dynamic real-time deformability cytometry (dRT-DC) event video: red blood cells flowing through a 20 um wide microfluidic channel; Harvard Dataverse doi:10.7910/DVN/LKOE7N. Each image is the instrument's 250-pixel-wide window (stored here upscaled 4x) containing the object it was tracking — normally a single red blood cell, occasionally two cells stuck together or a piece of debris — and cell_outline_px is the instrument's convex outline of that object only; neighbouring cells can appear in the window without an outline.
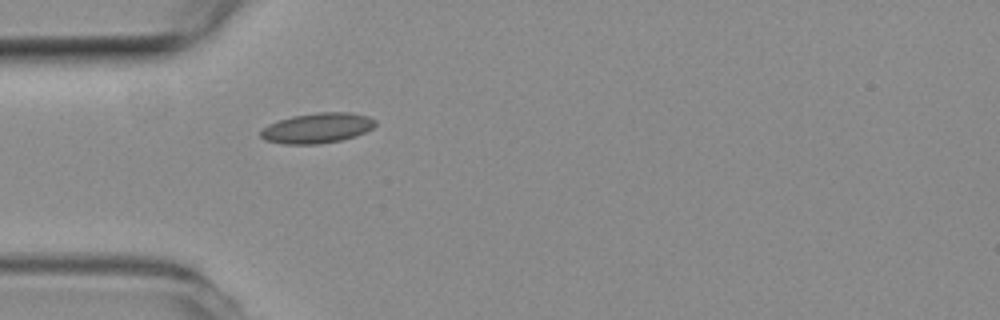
{"species": "common noctule bat (a hibernating species)", "species_latin": "Nyctalus noctula", "temperature_condition": "room temperature", "stored_images_in_passage": 7, "camera_frame_rate_fps": 3000, "um_per_image_px": 0.085, "animal": {"sex": "female", "body_mass_g": 19.3, "forearm_length_mm": 54.1}, "frame": {"image": 1, "passage_image": 1, "time_ms": 0.0, "image_size_px": [1000, 320], "cell_outline_px": [[376, 124], [372, 128], [356, 136], [340, 140], [320, 144], [284, 144], [264, 140], [260, 136], [260, 132], [268, 124], [292, 116], [316, 112], [352, 112], [368, 116], [376, 120]], "centroid_in_image_um": [26.97, 10.88], "position_along_channel_um": 58.0, "area_um2": 20.23}}
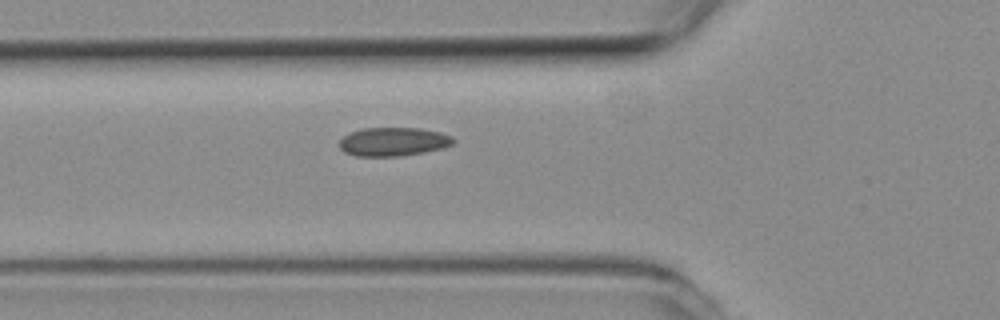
{"frame": {"image": 2, "passage_image": 4, "time_ms": 1.0, "image_size_px": [1000, 320], "cell_outline_px": [[456, 140], [452, 144], [444, 148], [424, 152], [400, 156], [356, 156], [344, 152], [340, 148], [340, 140], [344, 136], [352, 132], [364, 128], [420, 128], [440, 132], [452, 136]], "centroid_in_image_um": [33.46, 12.05], "position_along_channel_um": 92.3, "area_um2": 19.02}}
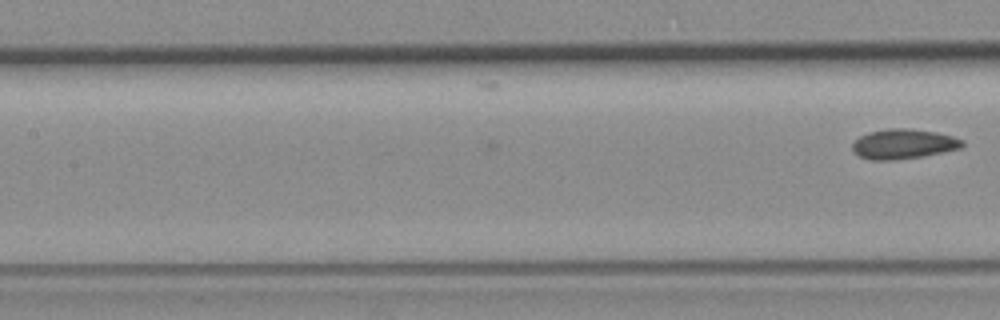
{"frame": {"image": 3, "passage_image": 7, "time_ms": 2.0, "image_size_px": [1000, 320], "cell_outline_px": [[964, 144], [960, 148], [920, 156], [892, 160], [872, 160], [860, 156], [852, 148], [852, 144], [860, 136], [868, 132], [888, 128], [912, 128], [936, 132], [952, 136], [964, 140]], "centroid_in_image_um": [76.79, 12.22], "position_along_channel_um": 130.6, "area_um2": 18.9}}